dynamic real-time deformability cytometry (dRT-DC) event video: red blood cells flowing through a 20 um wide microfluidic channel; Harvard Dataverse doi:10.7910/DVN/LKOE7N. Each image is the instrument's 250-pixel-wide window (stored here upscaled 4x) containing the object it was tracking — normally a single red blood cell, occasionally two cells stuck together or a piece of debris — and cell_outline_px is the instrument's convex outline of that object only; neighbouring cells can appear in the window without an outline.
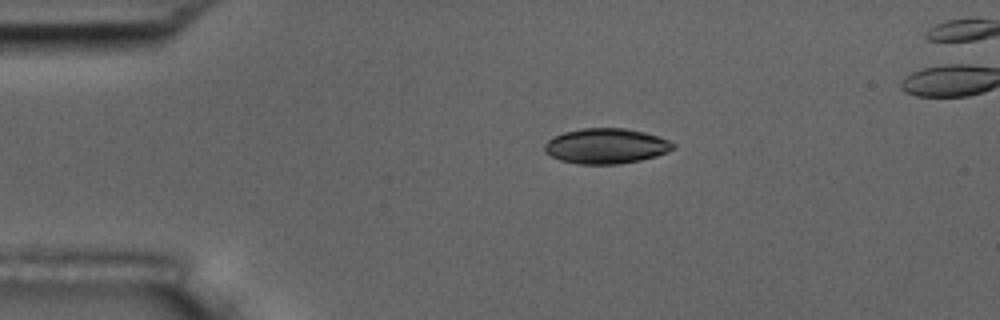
{"species": "common noctule bat (a hibernating species)", "species_latin": "Nyctalus noctula", "temperature_condition": "room temperature", "stored_images_in_passage": 3, "camera_frame_rate_fps": 3000, "um_per_image_px": 0.085, "animal": {"sex": "male", "body_mass_g": 17.5, "forearm_length_mm": 52.3}, "frame": {"image": 1, "passage_image": 1, "time_ms": 0.0, "image_size_px": [1000, 320], "cell_outline_px": [[676, 148], [668, 152], [656, 156], [640, 160], [620, 164], [580, 164], [560, 160], [544, 152], [544, 144], [548, 140], [564, 132], [580, 128], [624, 128], [644, 132], [660, 136], [676, 144]], "centroid_in_image_um": [51.55, 12.41], "position_along_channel_um": 33.5, "area_um2": 26.53}}